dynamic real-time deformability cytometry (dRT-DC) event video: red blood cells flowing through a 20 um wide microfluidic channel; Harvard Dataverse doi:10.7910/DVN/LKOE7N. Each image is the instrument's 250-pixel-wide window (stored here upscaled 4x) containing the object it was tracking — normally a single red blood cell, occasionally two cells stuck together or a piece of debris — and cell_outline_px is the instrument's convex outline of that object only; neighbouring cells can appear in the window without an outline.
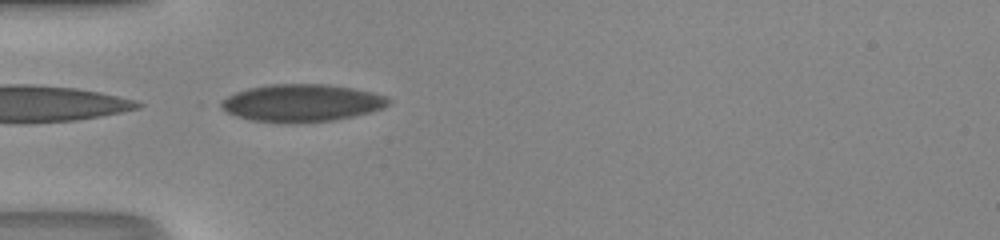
{"species": "human", "species_latin": "Homo sapiens", "temperature_condition": "room temperature", "stored_images_in_passage": 35, "camera_frame_rate_fps": 3000, "um_per_image_px": 0.085, "donor": {"sex": "male"}, "frame": {"image": 1, "passage_image": 1, "time_ms": 0.0, "image_size_px": [1000, 240], "cell_outline_px": [[392, 100], [388, 104], [380, 108], [368, 112], [352, 116], [332, 120], [252, 120], [236, 116], [212, 104], [236, 92], [248, 88], [272, 84], [328, 84], [352, 88], [372, 92], [388, 96]], "centroid_in_image_um": [25.6, 8.7], "position_along_channel_um": 59.4, "area_um2": 35.6}}
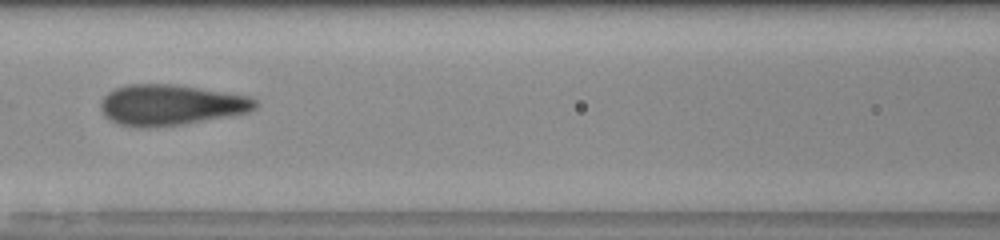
{"frame": {"image": 2, "passage_image": 8, "time_ms": 2.333, "image_size_px": [1000, 240], "cell_outline_px": [[256, 108], [248, 112], [180, 124], [148, 128], [140, 128], [120, 124], [104, 116], [100, 108], [100, 100], [108, 92], [116, 88], [128, 84], [176, 84], [252, 96], [256, 100]], "centroid_in_image_um": [14.49, 8.9], "position_along_channel_um": 152.1, "area_um2": 36.59}}
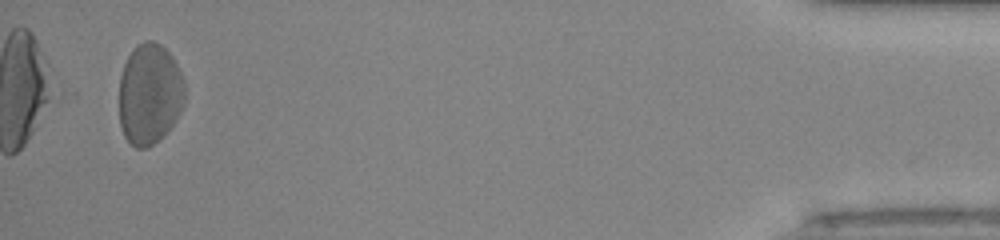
{"frame": {"image": 3, "passage_image": 33, "time_ms": 10.667, "image_size_px": [1000, 240], "cell_outline_px": [[184, 104], [180, 112], [164, 136], [152, 144], [144, 148], [136, 148], [124, 136], [120, 124], [120, 76], [124, 64], [132, 48], [136, 44], [144, 40], [152, 40], [160, 44], [172, 56], [184, 80]], "centroid_in_image_um": [12.71, 7.97], "position_along_channel_um": 422.5, "area_um2": 38.67}}